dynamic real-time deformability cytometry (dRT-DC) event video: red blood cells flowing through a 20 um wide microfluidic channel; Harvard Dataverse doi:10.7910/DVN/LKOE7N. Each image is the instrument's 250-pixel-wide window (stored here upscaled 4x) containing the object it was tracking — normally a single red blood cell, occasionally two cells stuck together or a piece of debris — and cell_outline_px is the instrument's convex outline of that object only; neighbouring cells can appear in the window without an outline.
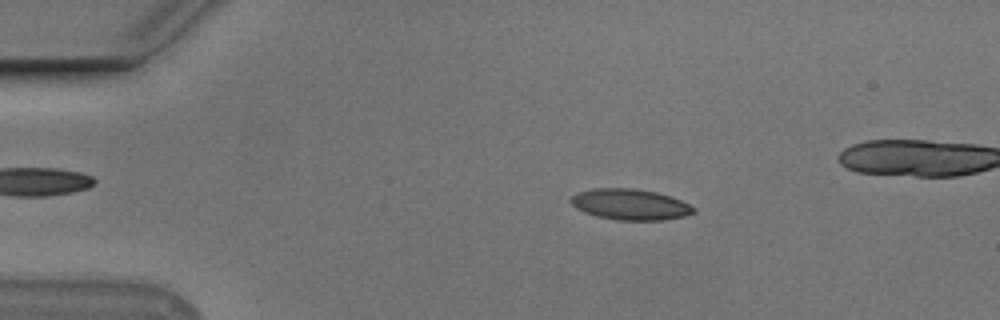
{"species": "Egyptian fruit bat (a non-hibernating species)", "species_latin": "Rousettus aegyptiacus", "temperature_condition": "cold", "stored_images_in_passage": 50, "camera_frame_rate_fps": 3000, "um_per_image_px": 0.085, "animal": {"sex": "male"}, "frame": {"image": 1, "passage_image": 10, "time_ms": 3.0, "image_size_px": [1000, 320], "cell_outline_px": [[696, 212], [684, 216], [664, 220], [616, 220], [596, 216], [584, 212], [576, 208], [568, 200], [572, 196], [580, 192], [596, 188], [636, 188], [656, 192], [680, 200], [696, 208]], "centroid_in_image_um": [53.56, 17.38], "position_along_channel_um": 31.4, "area_um2": 22.08}}
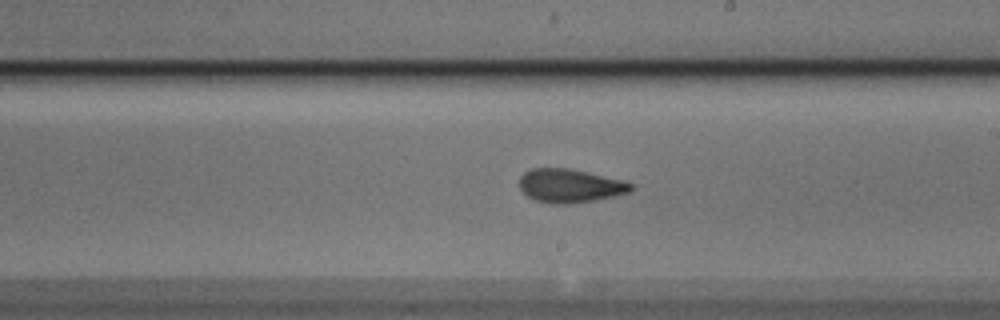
{"frame": {"image": 2, "passage_image": 31, "time_ms": 10.0, "image_size_px": [1000, 320], "cell_outline_px": [[632, 192], [596, 200], [564, 204], [552, 204], [536, 200], [528, 196], [520, 188], [520, 176], [524, 172], [532, 168], [568, 168], [588, 172], [620, 180], [632, 184]], "centroid_in_image_um": [48.43, 15.79], "position_along_channel_um": 240.6, "area_um2": 21.68}}
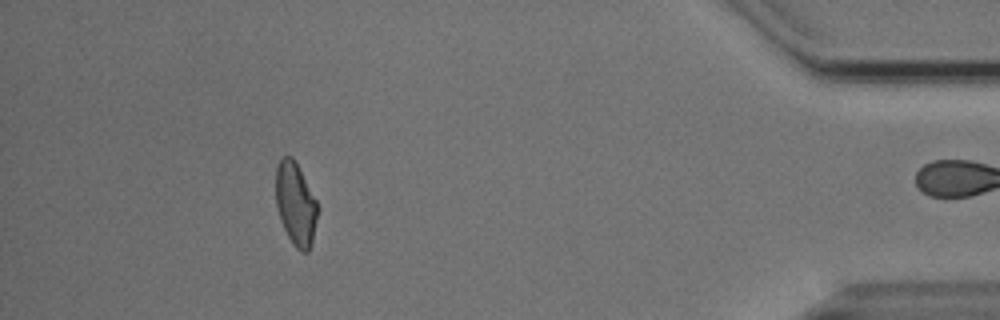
{"frame": {"image": 3, "passage_image": 49, "time_ms": 16.0, "image_size_px": [1000, 320], "cell_outline_px": [[320, 208], [312, 244], [308, 252], [300, 252], [292, 244], [280, 220], [276, 204], [276, 164], [284, 156], [292, 156], [316, 200]], "centroid_in_image_um": [25.14, 17.38], "position_along_channel_um": 410.1, "area_um2": 20.35}, "authors_computed_cell_mechanics": {"area_um2": 21.4438, "velocity_mm_per_s": 3.7525, "shape_relaxation_time_tau1_ms": 6.0914, "shape_relaxation_time_tau2_ms": 2.3186, "deformation_change_tau1": 0.1606, "deformation_change_tau2": 0.0992}}